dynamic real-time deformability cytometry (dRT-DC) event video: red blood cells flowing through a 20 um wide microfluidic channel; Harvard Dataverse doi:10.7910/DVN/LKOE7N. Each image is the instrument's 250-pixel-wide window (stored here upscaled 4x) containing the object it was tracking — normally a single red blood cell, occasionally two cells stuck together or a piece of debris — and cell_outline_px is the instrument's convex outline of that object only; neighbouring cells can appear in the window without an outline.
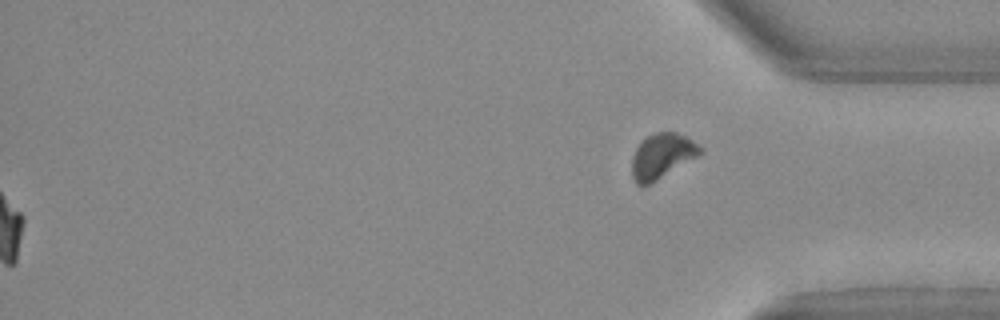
{"species": "Egyptian fruit bat (a non-hibernating species)", "species_latin": "Rousettus aegyptiacus", "temperature_condition": "warm", "stored_images_in_passage": 33, "camera_frame_rate_fps": 3000, "um_per_image_px": 0.085, "animal": {"sex": "female"}, "frame": {"image": 1, "passage_image": 33, "time_ms": 10.667, "image_size_px": [1000, 320], "cell_outline_px": [[704, 152], [648, 184], [636, 184], [632, 176], [632, 156], [636, 148], [648, 136], [656, 132], [676, 132], [692, 140]], "centroid_in_image_um": [56.24, 13.24], "position_along_channel_um": 379.0, "area_um2": 17.22}}